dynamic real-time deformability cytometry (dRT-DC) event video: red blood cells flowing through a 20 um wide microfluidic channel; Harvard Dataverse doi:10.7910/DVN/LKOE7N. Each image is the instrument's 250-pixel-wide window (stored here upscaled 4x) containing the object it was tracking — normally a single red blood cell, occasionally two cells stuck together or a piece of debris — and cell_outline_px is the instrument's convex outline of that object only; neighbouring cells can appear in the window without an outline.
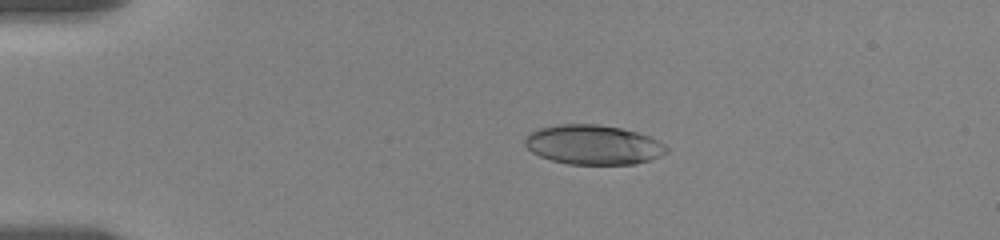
{"species": "human", "species_latin": "Homo sapiens", "temperature_condition": "room temperature", "stored_images_in_passage": 58, "camera_frame_rate_fps": 3000, "um_per_image_px": 0.085, "donor": {"sex": "female"}, "frame": {"image": 1, "passage_image": 13, "time_ms": 4.0, "image_size_px": [1000, 240], "cell_outline_px": [[668, 152], [660, 156], [636, 164], [568, 164], [552, 160], [540, 156], [532, 152], [524, 144], [524, 140], [532, 132], [540, 128], [560, 124], [596, 124], [620, 128], [636, 132], [648, 136], [664, 144], [668, 148]], "centroid_in_image_um": [50.43, 12.31], "position_along_channel_um": 34.6, "area_um2": 32.37}}
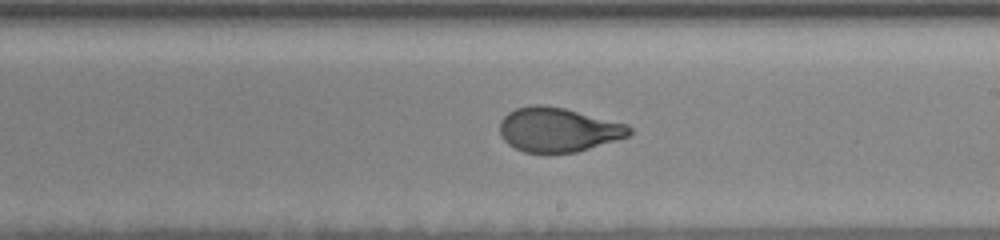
{"frame": {"image": 2, "passage_image": 35, "time_ms": 11.333, "image_size_px": [1000, 240], "cell_outline_px": [[632, 132], [628, 136], [576, 152], [524, 152], [508, 144], [504, 140], [500, 132], [500, 120], [508, 112], [516, 108], [532, 104], [540, 104], [564, 108], [628, 124], [632, 128]], "centroid_in_image_um": [47.43, 11.01], "position_along_channel_um": 241.6, "area_um2": 33.23}}
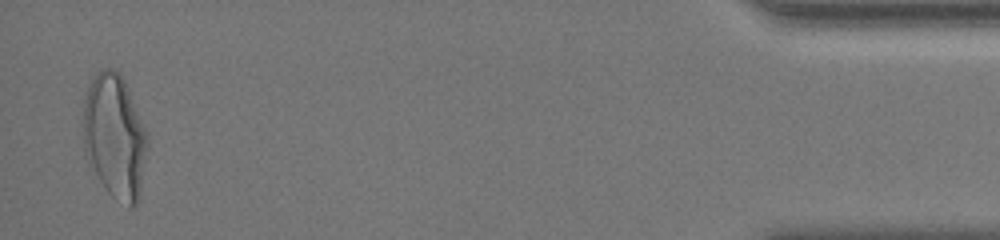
{"frame": {"image": 3, "passage_image": 57, "time_ms": 18.667, "image_size_px": [1000, 240], "cell_outline_px": [[148, 144], [140, 196], [136, 204], [132, 208], [128, 208], [112, 196], [104, 188], [88, 164], [84, 148], [84, 100], [88, 88], [96, 72], [104, 68], [112, 68], [120, 72], [124, 80], [148, 136]], "centroid_in_image_um": [9.75, 11.64], "position_along_channel_um": 425.4, "area_um2": 46.59}, "authors_computed_cell_mechanics": {"area_um2": 34.1887, "velocity_mm_per_s": 3.5255, "shape_relaxation_time_tau1_ms": 5.0506, "shape_relaxation_time_tau2_ms": null, "deformation_change_tau1": 0.2, "deformation_change_tau2": null}}